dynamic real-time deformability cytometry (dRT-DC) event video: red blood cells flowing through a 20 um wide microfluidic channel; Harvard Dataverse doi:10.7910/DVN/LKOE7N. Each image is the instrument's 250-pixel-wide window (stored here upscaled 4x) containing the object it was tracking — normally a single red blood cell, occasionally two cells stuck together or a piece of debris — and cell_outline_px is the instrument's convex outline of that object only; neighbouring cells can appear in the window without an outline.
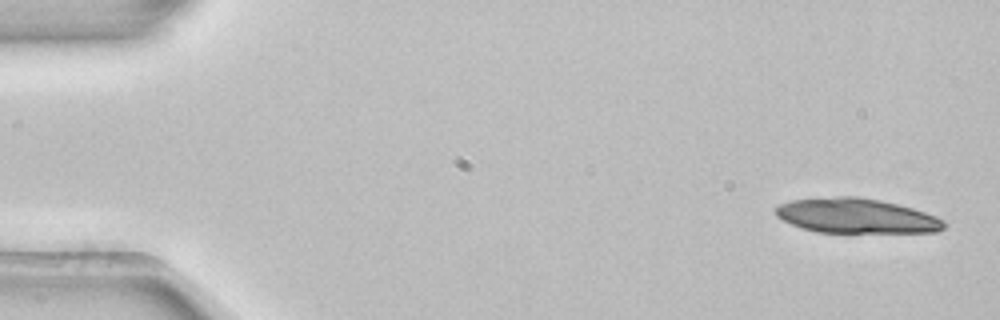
{"species": "common noctule bat (a hibernating species)", "species_latin": "Nyctalus noctula", "temperature_condition": "room temperature", "stored_images_in_passage": 4, "camera_frame_rate_fps": 3000, "um_per_image_px": 0.085, "animal": {"sex": "female", "body_mass_g": 22.7, "forearm_length_mm": 54.2}, "frame": {"image": 1, "passage_image": 1, "time_ms": 0.0, "image_size_px": [1000, 320], "cell_outline_px": [[948, 224], [940, 232], [816, 232], [792, 224], [776, 216], [776, 208], [780, 204], [792, 200], [836, 196], [856, 196], [880, 200], [912, 208], [936, 216], [944, 220]], "centroid_in_image_um": [72.83, 18.35], "position_along_channel_um": 12.2, "area_um2": 33.99}}